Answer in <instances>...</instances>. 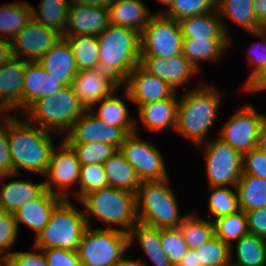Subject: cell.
Instances as JSON below:
<instances>
[{"label":"cell","mask_w":266,"mask_h":266,"mask_svg":"<svg viewBox=\"0 0 266 266\" xmlns=\"http://www.w3.org/2000/svg\"><path fill=\"white\" fill-rule=\"evenodd\" d=\"M52 132L7 114V135L14 174L21 170L45 175L54 146Z\"/></svg>","instance_id":"cell-1"},{"label":"cell","mask_w":266,"mask_h":266,"mask_svg":"<svg viewBox=\"0 0 266 266\" xmlns=\"http://www.w3.org/2000/svg\"><path fill=\"white\" fill-rule=\"evenodd\" d=\"M178 101L175 131L194 145L206 142L220 107L221 92L201 83L184 93Z\"/></svg>","instance_id":"cell-2"},{"label":"cell","mask_w":266,"mask_h":266,"mask_svg":"<svg viewBox=\"0 0 266 266\" xmlns=\"http://www.w3.org/2000/svg\"><path fill=\"white\" fill-rule=\"evenodd\" d=\"M97 39L99 67L122 84L129 73L140 64V33L110 24Z\"/></svg>","instance_id":"cell-3"},{"label":"cell","mask_w":266,"mask_h":266,"mask_svg":"<svg viewBox=\"0 0 266 266\" xmlns=\"http://www.w3.org/2000/svg\"><path fill=\"white\" fill-rule=\"evenodd\" d=\"M79 202L85 208L88 226H91L92 215L103 221L107 229H118L128 234L138 222L136 194L129 191L108 186L85 194Z\"/></svg>","instance_id":"cell-4"},{"label":"cell","mask_w":266,"mask_h":266,"mask_svg":"<svg viewBox=\"0 0 266 266\" xmlns=\"http://www.w3.org/2000/svg\"><path fill=\"white\" fill-rule=\"evenodd\" d=\"M169 181L167 178L141 182L136 194L138 222L155 228L179 227L186 215L180 216L178 201Z\"/></svg>","instance_id":"cell-5"},{"label":"cell","mask_w":266,"mask_h":266,"mask_svg":"<svg viewBox=\"0 0 266 266\" xmlns=\"http://www.w3.org/2000/svg\"><path fill=\"white\" fill-rule=\"evenodd\" d=\"M87 111L71 86H64L56 94L36 100L24 113L30 123L40 128L66 134L73 123Z\"/></svg>","instance_id":"cell-6"},{"label":"cell","mask_w":266,"mask_h":266,"mask_svg":"<svg viewBox=\"0 0 266 266\" xmlns=\"http://www.w3.org/2000/svg\"><path fill=\"white\" fill-rule=\"evenodd\" d=\"M87 227L85 213L77 210L69 199H64L52 211L48 224L35 238L33 247L77 251Z\"/></svg>","instance_id":"cell-7"},{"label":"cell","mask_w":266,"mask_h":266,"mask_svg":"<svg viewBox=\"0 0 266 266\" xmlns=\"http://www.w3.org/2000/svg\"><path fill=\"white\" fill-rule=\"evenodd\" d=\"M129 235L118 229L88 226L77 247L82 266H116L125 256Z\"/></svg>","instance_id":"cell-8"},{"label":"cell","mask_w":266,"mask_h":266,"mask_svg":"<svg viewBox=\"0 0 266 266\" xmlns=\"http://www.w3.org/2000/svg\"><path fill=\"white\" fill-rule=\"evenodd\" d=\"M198 147L205 151L209 186L236 187L243 174V155L219 137Z\"/></svg>","instance_id":"cell-9"},{"label":"cell","mask_w":266,"mask_h":266,"mask_svg":"<svg viewBox=\"0 0 266 266\" xmlns=\"http://www.w3.org/2000/svg\"><path fill=\"white\" fill-rule=\"evenodd\" d=\"M183 36L179 21L154 14L140 33L141 56L168 58L181 53Z\"/></svg>","instance_id":"cell-10"},{"label":"cell","mask_w":266,"mask_h":266,"mask_svg":"<svg viewBox=\"0 0 266 266\" xmlns=\"http://www.w3.org/2000/svg\"><path fill=\"white\" fill-rule=\"evenodd\" d=\"M138 131L128 134L119 149L127 162L143 181H161L168 177V171L161 152L152 143L140 140Z\"/></svg>","instance_id":"cell-11"},{"label":"cell","mask_w":266,"mask_h":266,"mask_svg":"<svg viewBox=\"0 0 266 266\" xmlns=\"http://www.w3.org/2000/svg\"><path fill=\"white\" fill-rule=\"evenodd\" d=\"M265 121V115L257 113L252 104H246L225 122L218 137L243 155L257 147Z\"/></svg>","instance_id":"cell-12"},{"label":"cell","mask_w":266,"mask_h":266,"mask_svg":"<svg viewBox=\"0 0 266 266\" xmlns=\"http://www.w3.org/2000/svg\"><path fill=\"white\" fill-rule=\"evenodd\" d=\"M62 141L59 149L54 147L52 150L44 184L46 190L64 200L70 196L64 190L74 184L78 185L81 163L72 147L65 140Z\"/></svg>","instance_id":"cell-13"},{"label":"cell","mask_w":266,"mask_h":266,"mask_svg":"<svg viewBox=\"0 0 266 266\" xmlns=\"http://www.w3.org/2000/svg\"><path fill=\"white\" fill-rule=\"evenodd\" d=\"M122 86L124 89L122 98L131 101L137 108L162 99H177V91L146 71L140 64L129 73Z\"/></svg>","instance_id":"cell-14"},{"label":"cell","mask_w":266,"mask_h":266,"mask_svg":"<svg viewBox=\"0 0 266 266\" xmlns=\"http://www.w3.org/2000/svg\"><path fill=\"white\" fill-rule=\"evenodd\" d=\"M67 143L103 142L119 150L127 134L117 126L94 116L90 110L85 111L64 134Z\"/></svg>","instance_id":"cell-15"},{"label":"cell","mask_w":266,"mask_h":266,"mask_svg":"<svg viewBox=\"0 0 266 266\" xmlns=\"http://www.w3.org/2000/svg\"><path fill=\"white\" fill-rule=\"evenodd\" d=\"M122 84L101 67L78 71L71 87L86 110H93L99 101L120 89Z\"/></svg>","instance_id":"cell-16"},{"label":"cell","mask_w":266,"mask_h":266,"mask_svg":"<svg viewBox=\"0 0 266 266\" xmlns=\"http://www.w3.org/2000/svg\"><path fill=\"white\" fill-rule=\"evenodd\" d=\"M61 37L32 17L11 39L13 56L26 61H38Z\"/></svg>","instance_id":"cell-17"},{"label":"cell","mask_w":266,"mask_h":266,"mask_svg":"<svg viewBox=\"0 0 266 266\" xmlns=\"http://www.w3.org/2000/svg\"><path fill=\"white\" fill-rule=\"evenodd\" d=\"M140 65L152 75L165 81L175 91L199 73L182 53L168 58L141 56Z\"/></svg>","instance_id":"cell-18"},{"label":"cell","mask_w":266,"mask_h":266,"mask_svg":"<svg viewBox=\"0 0 266 266\" xmlns=\"http://www.w3.org/2000/svg\"><path fill=\"white\" fill-rule=\"evenodd\" d=\"M26 60L12 57L0 65V114L22 112V85Z\"/></svg>","instance_id":"cell-19"},{"label":"cell","mask_w":266,"mask_h":266,"mask_svg":"<svg viewBox=\"0 0 266 266\" xmlns=\"http://www.w3.org/2000/svg\"><path fill=\"white\" fill-rule=\"evenodd\" d=\"M67 28L64 36H99L110 25L108 8L69 5Z\"/></svg>","instance_id":"cell-20"},{"label":"cell","mask_w":266,"mask_h":266,"mask_svg":"<svg viewBox=\"0 0 266 266\" xmlns=\"http://www.w3.org/2000/svg\"><path fill=\"white\" fill-rule=\"evenodd\" d=\"M37 62L63 86H71L78 73L72 49L64 37H61Z\"/></svg>","instance_id":"cell-21"},{"label":"cell","mask_w":266,"mask_h":266,"mask_svg":"<svg viewBox=\"0 0 266 266\" xmlns=\"http://www.w3.org/2000/svg\"><path fill=\"white\" fill-rule=\"evenodd\" d=\"M63 87L37 61H26L22 85V113L36 100L56 94Z\"/></svg>","instance_id":"cell-22"},{"label":"cell","mask_w":266,"mask_h":266,"mask_svg":"<svg viewBox=\"0 0 266 266\" xmlns=\"http://www.w3.org/2000/svg\"><path fill=\"white\" fill-rule=\"evenodd\" d=\"M63 199L45 190L38 198L26 202L13 215L19 229V224L24 223L36 232V236L48 224L54 208Z\"/></svg>","instance_id":"cell-23"},{"label":"cell","mask_w":266,"mask_h":266,"mask_svg":"<svg viewBox=\"0 0 266 266\" xmlns=\"http://www.w3.org/2000/svg\"><path fill=\"white\" fill-rule=\"evenodd\" d=\"M18 174L2 175L0 180ZM44 182L34 183L30 180H12L0 186V207L4 212L14 213L26 202L38 198L45 191Z\"/></svg>","instance_id":"cell-24"},{"label":"cell","mask_w":266,"mask_h":266,"mask_svg":"<svg viewBox=\"0 0 266 266\" xmlns=\"http://www.w3.org/2000/svg\"><path fill=\"white\" fill-rule=\"evenodd\" d=\"M183 38L230 39L226 24L217 9L179 21Z\"/></svg>","instance_id":"cell-25"},{"label":"cell","mask_w":266,"mask_h":266,"mask_svg":"<svg viewBox=\"0 0 266 266\" xmlns=\"http://www.w3.org/2000/svg\"><path fill=\"white\" fill-rule=\"evenodd\" d=\"M110 24L141 33L152 17L142 0H111L108 6Z\"/></svg>","instance_id":"cell-26"},{"label":"cell","mask_w":266,"mask_h":266,"mask_svg":"<svg viewBox=\"0 0 266 266\" xmlns=\"http://www.w3.org/2000/svg\"><path fill=\"white\" fill-rule=\"evenodd\" d=\"M177 99H162L138 107L140 121L150 132H160L165 129L176 128Z\"/></svg>","instance_id":"cell-27"},{"label":"cell","mask_w":266,"mask_h":266,"mask_svg":"<svg viewBox=\"0 0 266 266\" xmlns=\"http://www.w3.org/2000/svg\"><path fill=\"white\" fill-rule=\"evenodd\" d=\"M230 41V39L183 38L181 53L199 71L200 61L219 60L230 46Z\"/></svg>","instance_id":"cell-28"},{"label":"cell","mask_w":266,"mask_h":266,"mask_svg":"<svg viewBox=\"0 0 266 266\" xmlns=\"http://www.w3.org/2000/svg\"><path fill=\"white\" fill-rule=\"evenodd\" d=\"M103 166L109 186L137 194L142 181L119 150L114 152Z\"/></svg>","instance_id":"cell-29"},{"label":"cell","mask_w":266,"mask_h":266,"mask_svg":"<svg viewBox=\"0 0 266 266\" xmlns=\"http://www.w3.org/2000/svg\"><path fill=\"white\" fill-rule=\"evenodd\" d=\"M128 235L129 246H132L136 239L144 253L156 266H173L162 249L161 228L137 222Z\"/></svg>","instance_id":"cell-30"},{"label":"cell","mask_w":266,"mask_h":266,"mask_svg":"<svg viewBox=\"0 0 266 266\" xmlns=\"http://www.w3.org/2000/svg\"><path fill=\"white\" fill-rule=\"evenodd\" d=\"M115 95V91L104 97L97 104H100L98 111L90 110L98 119L107 124L120 127L127 135L137 131L138 122L130 118L125 102Z\"/></svg>","instance_id":"cell-31"},{"label":"cell","mask_w":266,"mask_h":266,"mask_svg":"<svg viewBox=\"0 0 266 266\" xmlns=\"http://www.w3.org/2000/svg\"><path fill=\"white\" fill-rule=\"evenodd\" d=\"M254 0H216V9L220 16L233 21L248 33L262 30L253 8Z\"/></svg>","instance_id":"cell-32"},{"label":"cell","mask_w":266,"mask_h":266,"mask_svg":"<svg viewBox=\"0 0 266 266\" xmlns=\"http://www.w3.org/2000/svg\"><path fill=\"white\" fill-rule=\"evenodd\" d=\"M68 8V0H41L38 8L31 7L32 17L63 37L66 34Z\"/></svg>","instance_id":"cell-33"},{"label":"cell","mask_w":266,"mask_h":266,"mask_svg":"<svg viewBox=\"0 0 266 266\" xmlns=\"http://www.w3.org/2000/svg\"><path fill=\"white\" fill-rule=\"evenodd\" d=\"M240 210L249 212L266 206V179L241 175L236 184Z\"/></svg>","instance_id":"cell-34"},{"label":"cell","mask_w":266,"mask_h":266,"mask_svg":"<svg viewBox=\"0 0 266 266\" xmlns=\"http://www.w3.org/2000/svg\"><path fill=\"white\" fill-rule=\"evenodd\" d=\"M234 249L231 262L237 266H266L265 238L248 233L236 241Z\"/></svg>","instance_id":"cell-35"},{"label":"cell","mask_w":266,"mask_h":266,"mask_svg":"<svg viewBox=\"0 0 266 266\" xmlns=\"http://www.w3.org/2000/svg\"><path fill=\"white\" fill-rule=\"evenodd\" d=\"M31 5L23 2L4 3L0 6V33L12 39L32 19Z\"/></svg>","instance_id":"cell-36"},{"label":"cell","mask_w":266,"mask_h":266,"mask_svg":"<svg viewBox=\"0 0 266 266\" xmlns=\"http://www.w3.org/2000/svg\"><path fill=\"white\" fill-rule=\"evenodd\" d=\"M70 45L78 71L99 67V48L97 36H63Z\"/></svg>","instance_id":"cell-37"},{"label":"cell","mask_w":266,"mask_h":266,"mask_svg":"<svg viewBox=\"0 0 266 266\" xmlns=\"http://www.w3.org/2000/svg\"><path fill=\"white\" fill-rule=\"evenodd\" d=\"M179 229L191 250L199 249L215 236L213 222L193 213L186 215Z\"/></svg>","instance_id":"cell-38"},{"label":"cell","mask_w":266,"mask_h":266,"mask_svg":"<svg viewBox=\"0 0 266 266\" xmlns=\"http://www.w3.org/2000/svg\"><path fill=\"white\" fill-rule=\"evenodd\" d=\"M215 236L231 247V256L233 254V243L242 236L248 234V224L246 213L242 210L234 214H229L217 218L213 221Z\"/></svg>","instance_id":"cell-39"},{"label":"cell","mask_w":266,"mask_h":266,"mask_svg":"<svg viewBox=\"0 0 266 266\" xmlns=\"http://www.w3.org/2000/svg\"><path fill=\"white\" fill-rule=\"evenodd\" d=\"M229 186H209L212 190L208 201V209L215 219L234 214L240 210L236 187L232 190Z\"/></svg>","instance_id":"cell-40"},{"label":"cell","mask_w":266,"mask_h":266,"mask_svg":"<svg viewBox=\"0 0 266 266\" xmlns=\"http://www.w3.org/2000/svg\"><path fill=\"white\" fill-rule=\"evenodd\" d=\"M216 10V0H172L168 10L157 12L176 21Z\"/></svg>","instance_id":"cell-41"},{"label":"cell","mask_w":266,"mask_h":266,"mask_svg":"<svg viewBox=\"0 0 266 266\" xmlns=\"http://www.w3.org/2000/svg\"><path fill=\"white\" fill-rule=\"evenodd\" d=\"M78 184L80 190L74 195L78 201L87 193L109 186L103 164L81 165Z\"/></svg>","instance_id":"cell-42"},{"label":"cell","mask_w":266,"mask_h":266,"mask_svg":"<svg viewBox=\"0 0 266 266\" xmlns=\"http://www.w3.org/2000/svg\"><path fill=\"white\" fill-rule=\"evenodd\" d=\"M77 154L81 165L104 164L117 150L103 142L68 143Z\"/></svg>","instance_id":"cell-43"},{"label":"cell","mask_w":266,"mask_h":266,"mask_svg":"<svg viewBox=\"0 0 266 266\" xmlns=\"http://www.w3.org/2000/svg\"><path fill=\"white\" fill-rule=\"evenodd\" d=\"M196 251L202 266H222L231 261V247L216 236Z\"/></svg>","instance_id":"cell-44"},{"label":"cell","mask_w":266,"mask_h":266,"mask_svg":"<svg viewBox=\"0 0 266 266\" xmlns=\"http://www.w3.org/2000/svg\"><path fill=\"white\" fill-rule=\"evenodd\" d=\"M161 244L173 266L177 265L189 249L179 227L161 228Z\"/></svg>","instance_id":"cell-45"},{"label":"cell","mask_w":266,"mask_h":266,"mask_svg":"<svg viewBox=\"0 0 266 266\" xmlns=\"http://www.w3.org/2000/svg\"><path fill=\"white\" fill-rule=\"evenodd\" d=\"M18 227L13 213L0 212V257L6 259L17 240Z\"/></svg>","instance_id":"cell-46"},{"label":"cell","mask_w":266,"mask_h":266,"mask_svg":"<svg viewBox=\"0 0 266 266\" xmlns=\"http://www.w3.org/2000/svg\"><path fill=\"white\" fill-rule=\"evenodd\" d=\"M252 34L258 36L260 41H257L254 45L252 43V46H250V49H248V53L250 54L247 55V58L250 61L249 65L254 67L252 71H250L251 74H249V77L247 78L244 84V88H246L263 71L266 65V32L263 30H259L256 32H252ZM258 47H262V49L260 48L261 50H258ZM254 51L256 52V54H254Z\"/></svg>","instance_id":"cell-47"},{"label":"cell","mask_w":266,"mask_h":266,"mask_svg":"<svg viewBox=\"0 0 266 266\" xmlns=\"http://www.w3.org/2000/svg\"><path fill=\"white\" fill-rule=\"evenodd\" d=\"M43 251L47 266H82L77 251L61 248H39Z\"/></svg>","instance_id":"cell-48"},{"label":"cell","mask_w":266,"mask_h":266,"mask_svg":"<svg viewBox=\"0 0 266 266\" xmlns=\"http://www.w3.org/2000/svg\"><path fill=\"white\" fill-rule=\"evenodd\" d=\"M266 179V155L257 147L243 154V174Z\"/></svg>","instance_id":"cell-49"},{"label":"cell","mask_w":266,"mask_h":266,"mask_svg":"<svg viewBox=\"0 0 266 266\" xmlns=\"http://www.w3.org/2000/svg\"><path fill=\"white\" fill-rule=\"evenodd\" d=\"M14 174L7 135V114H0V176Z\"/></svg>","instance_id":"cell-50"},{"label":"cell","mask_w":266,"mask_h":266,"mask_svg":"<svg viewBox=\"0 0 266 266\" xmlns=\"http://www.w3.org/2000/svg\"><path fill=\"white\" fill-rule=\"evenodd\" d=\"M33 250L37 252H9L6 258L7 266H47L43 251L36 247H33Z\"/></svg>","instance_id":"cell-51"},{"label":"cell","mask_w":266,"mask_h":266,"mask_svg":"<svg viewBox=\"0 0 266 266\" xmlns=\"http://www.w3.org/2000/svg\"><path fill=\"white\" fill-rule=\"evenodd\" d=\"M248 232L266 239V206L246 212Z\"/></svg>","instance_id":"cell-52"},{"label":"cell","mask_w":266,"mask_h":266,"mask_svg":"<svg viewBox=\"0 0 266 266\" xmlns=\"http://www.w3.org/2000/svg\"><path fill=\"white\" fill-rule=\"evenodd\" d=\"M2 36L3 35L0 37V65L8 62L12 57H14L12 53L11 40Z\"/></svg>","instance_id":"cell-53"},{"label":"cell","mask_w":266,"mask_h":266,"mask_svg":"<svg viewBox=\"0 0 266 266\" xmlns=\"http://www.w3.org/2000/svg\"><path fill=\"white\" fill-rule=\"evenodd\" d=\"M175 266H202V264L199 263L198 252L196 250L188 249Z\"/></svg>","instance_id":"cell-54"},{"label":"cell","mask_w":266,"mask_h":266,"mask_svg":"<svg viewBox=\"0 0 266 266\" xmlns=\"http://www.w3.org/2000/svg\"><path fill=\"white\" fill-rule=\"evenodd\" d=\"M253 8L257 20L263 25L266 22V0H254Z\"/></svg>","instance_id":"cell-55"},{"label":"cell","mask_w":266,"mask_h":266,"mask_svg":"<svg viewBox=\"0 0 266 266\" xmlns=\"http://www.w3.org/2000/svg\"><path fill=\"white\" fill-rule=\"evenodd\" d=\"M69 5H82L92 7L108 8L111 0H68Z\"/></svg>","instance_id":"cell-56"},{"label":"cell","mask_w":266,"mask_h":266,"mask_svg":"<svg viewBox=\"0 0 266 266\" xmlns=\"http://www.w3.org/2000/svg\"><path fill=\"white\" fill-rule=\"evenodd\" d=\"M266 83V65L263 71L245 88L246 92H257Z\"/></svg>","instance_id":"cell-57"},{"label":"cell","mask_w":266,"mask_h":266,"mask_svg":"<svg viewBox=\"0 0 266 266\" xmlns=\"http://www.w3.org/2000/svg\"><path fill=\"white\" fill-rule=\"evenodd\" d=\"M257 148L266 155V121L263 123L260 129Z\"/></svg>","instance_id":"cell-58"},{"label":"cell","mask_w":266,"mask_h":266,"mask_svg":"<svg viewBox=\"0 0 266 266\" xmlns=\"http://www.w3.org/2000/svg\"><path fill=\"white\" fill-rule=\"evenodd\" d=\"M145 264V262L142 263L139 260L134 261V259H127L125 256L116 266H146Z\"/></svg>","instance_id":"cell-59"},{"label":"cell","mask_w":266,"mask_h":266,"mask_svg":"<svg viewBox=\"0 0 266 266\" xmlns=\"http://www.w3.org/2000/svg\"><path fill=\"white\" fill-rule=\"evenodd\" d=\"M160 3H162L163 5H166L167 6V10L169 9L171 3H172V0H158Z\"/></svg>","instance_id":"cell-60"},{"label":"cell","mask_w":266,"mask_h":266,"mask_svg":"<svg viewBox=\"0 0 266 266\" xmlns=\"http://www.w3.org/2000/svg\"><path fill=\"white\" fill-rule=\"evenodd\" d=\"M0 266H7L6 259L0 257Z\"/></svg>","instance_id":"cell-61"},{"label":"cell","mask_w":266,"mask_h":266,"mask_svg":"<svg viewBox=\"0 0 266 266\" xmlns=\"http://www.w3.org/2000/svg\"><path fill=\"white\" fill-rule=\"evenodd\" d=\"M266 90V83L257 91V92H262Z\"/></svg>","instance_id":"cell-62"},{"label":"cell","mask_w":266,"mask_h":266,"mask_svg":"<svg viewBox=\"0 0 266 266\" xmlns=\"http://www.w3.org/2000/svg\"><path fill=\"white\" fill-rule=\"evenodd\" d=\"M222 266H237L236 264L232 263L231 261L228 262L227 264H224Z\"/></svg>","instance_id":"cell-63"},{"label":"cell","mask_w":266,"mask_h":266,"mask_svg":"<svg viewBox=\"0 0 266 266\" xmlns=\"http://www.w3.org/2000/svg\"><path fill=\"white\" fill-rule=\"evenodd\" d=\"M262 30L266 32V22L262 25Z\"/></svg>","instance_id":"cell-64"}]
</instances>
